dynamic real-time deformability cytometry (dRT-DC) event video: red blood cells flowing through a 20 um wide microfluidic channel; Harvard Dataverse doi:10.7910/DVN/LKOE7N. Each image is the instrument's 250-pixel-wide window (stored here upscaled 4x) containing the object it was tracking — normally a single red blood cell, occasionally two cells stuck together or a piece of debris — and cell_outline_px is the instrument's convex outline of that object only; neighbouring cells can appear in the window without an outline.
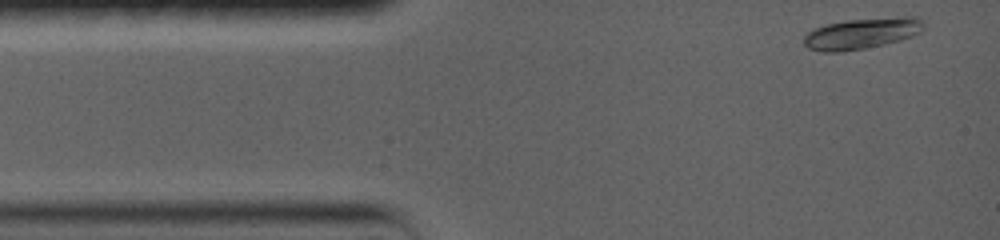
{"species": "common noctule bat (a hibernating species)", "species_latin": "Nyctalus noctula", "temperature_condition": "warm", "stored_images_in_passage": 17, "camera_frame_rate_fps": 5000, "um_per_image_px": 0.085, "animal": {"sex": "female", "body_mass_g": 19.0, "forearm_length_mm": 56.7}, "frame": {"image": 1, "passage_image": 1, "time_ms": 0.0, "image_size_px": [1000, 240], "cell_outline_px": [[924, 28], [920, 32], [896, 40], [864, 48], [840, 52], [824, 52], [808, 48], [804, 44], [804, 36], [812, 28], [844, 20], [904, 16], [920, 16], [924, 20]], "centroid_in_image_um": [73.24, 2.81], "position_along_channel_um": 11.8, "area_um2": 21.5}}
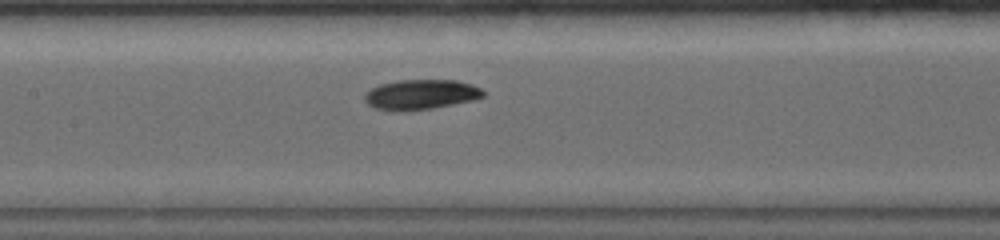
{"frame": {"image": 2, "passage_image": 10, "time_ms": 5.8, "image_size_px": [1000, 240], "cell_outline_px": [[484, 92], [480, 96], [464, 100], [424, 108], [380, 108], [372, 104], [368, 100], [368, 92], [372, 88], [380, 84], [400, 80], [456, 80], [480, 88]], "centroid_in_image_um": [35.79, 7.95], "position_along_channel_um": 171.6, "area_um2": 18.55}}
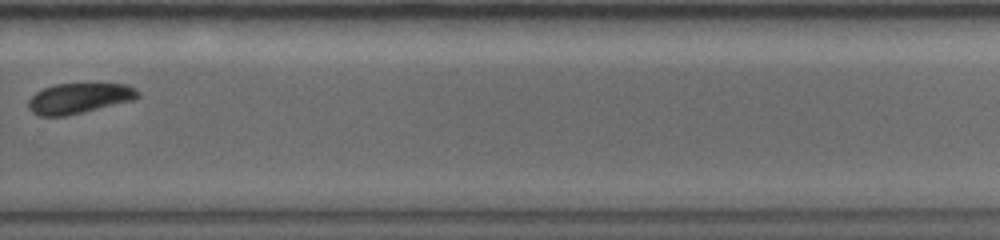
{"frame": {"image": 3, "passage_image": 17, "time_ms": 9.8, "image_size_px": [1000, 240], "cell_outline_px": [[140, 96], [132, 100], [64, 116], [40, 116], [32, 112], [28, 108], [28, 100], [36, 92], [44, 88], [56, 84], [128, 84], [136, 88], [140, 92]], "centroid_in_image_um": [6.71, 8.34], "position_along_channel_um": 323.1, "area_um2": 19.13}}